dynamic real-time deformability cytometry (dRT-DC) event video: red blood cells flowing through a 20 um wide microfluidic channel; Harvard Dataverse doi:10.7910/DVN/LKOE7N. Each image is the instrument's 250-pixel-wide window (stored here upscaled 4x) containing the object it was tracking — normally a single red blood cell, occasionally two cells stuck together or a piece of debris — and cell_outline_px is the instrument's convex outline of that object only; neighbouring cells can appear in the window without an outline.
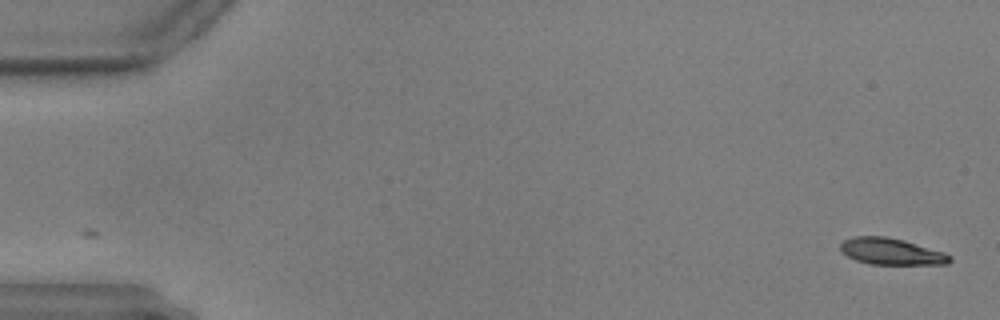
{"species": "common noctule bat (a hibernating species)", "species_latin": "Nyctalus noctula", "temperature_condition": "warm", "stored_images_in_passage": 58, "camera_frame_rate_fps": 3000, "um_per_image_px": 0.085, "animal": {"sex": "male", "body_mass_g": 17.9, "forearm_length_mm": 54.2}, "frame": {"image": 1, "passage_image": 1, "time_ms": 0.0, "image_size_px": [1000, 320], "cell_outline_px": [[952, 260], [948, 264], [868, 264], [856, 260], [848, 256], [840, 248], [840, 244], [844, 240], [852, 236], [888, 236], [904, 240], [944, 252], [952, 256]], "centroid_in_image_um": [75.77, 21.37], "position_along_channel_um": 9.2, "area_um2": 16.94}}
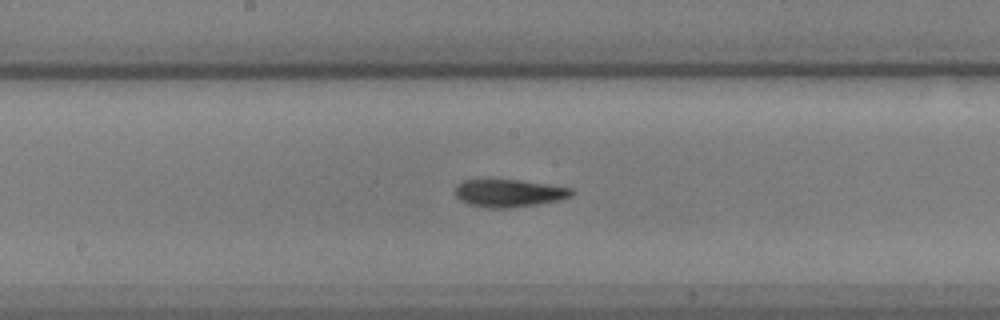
{"frame": {"image": 2, "passage_image": 30, "time_ms": 9.667, "image_size_px": [1000, 320], "cell_outline_px": [[576, 192], [572, 196], [560, 200], [536, 204], [508, 208], [488, 208], [468, 204], [460, 200], [452, 192], [456, 184], [464, 180], [520, 180], [548, 184], [572, 188]], "centroid_in_image_um": [43.25, 16.41], "position_along_channel_um": 205.0, "area_um2": 18.96}}
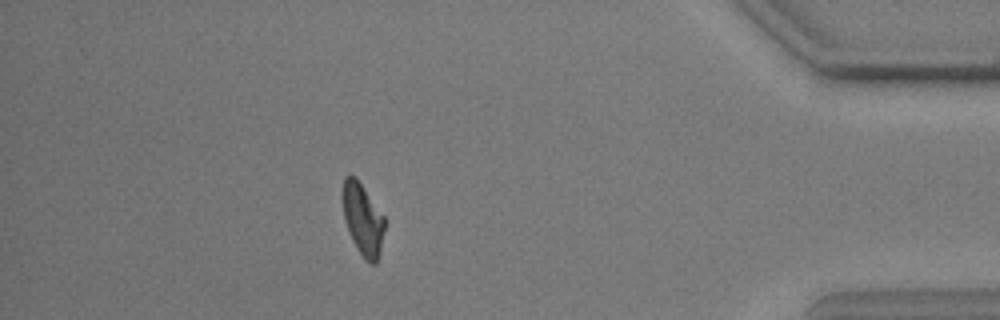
{"frame": {"image": 3, "passage_image": 51, "time_ms": 16.667, "image_size_px": [1000, 320], "cell_outline_px": [[384, 228], [380, 256], [376, 264], [368, 264], [364, 260], [356, 248], [348, 232], [344, 220], [340, 196], [340, 192], [344, 176], [356, 176], [384, 216]], "centroid_in_image_um": [30.79, 18.64], "position_along_channel_um": 404.4, "area_um2": 18.21}}